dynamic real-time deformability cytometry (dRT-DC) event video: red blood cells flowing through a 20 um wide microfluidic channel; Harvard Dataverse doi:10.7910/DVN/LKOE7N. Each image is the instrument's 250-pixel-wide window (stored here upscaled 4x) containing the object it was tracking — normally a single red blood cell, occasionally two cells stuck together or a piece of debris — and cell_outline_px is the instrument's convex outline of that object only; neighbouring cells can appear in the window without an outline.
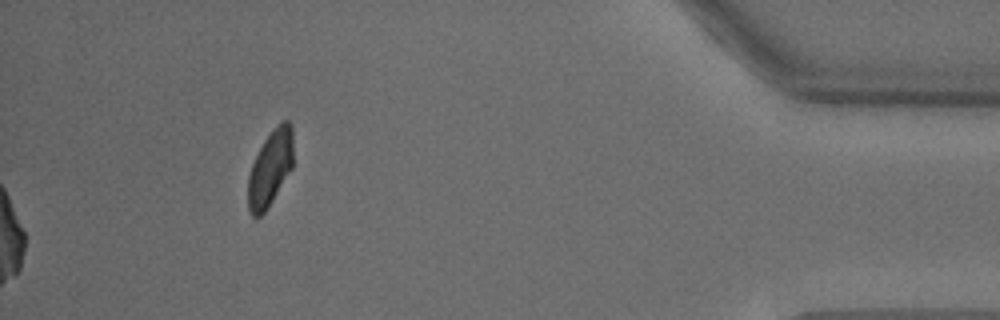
{"species": "common noctule bat (a hibernating species)", "species_latin": "Nyctalus noctula", "temperature_condition": "warm", "stored_images_in_passage": 28, "camera_frame_rate_fps": 3000, "um_per_image_px": 0.085, "animal": {"sex": "male", "body_mass_g": 18.8}, "frame": {"image": 1, "passage_image": 28, "time_ms": 9.0, "image_size_px": [1000, 320], "cell_outline_px": [[292, 168], [268, 208], [260, 216], [252, 216], [248, 212], [248, 176], [252, 164], [264, 140], [276, 124], [284, 120], [288, 120], [292, 124]], "centroid_in_image_um": [22.96, 14.3], "position_along_channel_um": 412.2, "area_um2": 19.94}}